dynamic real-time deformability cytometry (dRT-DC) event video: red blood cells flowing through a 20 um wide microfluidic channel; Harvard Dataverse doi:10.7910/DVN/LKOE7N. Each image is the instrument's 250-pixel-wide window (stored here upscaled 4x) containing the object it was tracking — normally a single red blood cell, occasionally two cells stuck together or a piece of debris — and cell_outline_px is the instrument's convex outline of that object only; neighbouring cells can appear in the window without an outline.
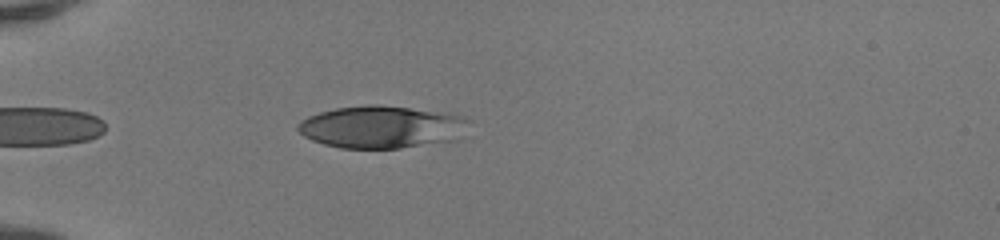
{"species": "human", "species_latin": "Homo sapiens", "temperature_condition": "room temperature", "stored_images_in_passage": 35, "camera_frame_rate_fps": 3000, "um_per_image_px": 0.085, "donor": {"sex": "female"}, "frame": {"image": 1, "passage_image": 4, "time_ms": 1.0, "image_size_px": [1000, 240], "cell_outline_px": [[472, 120], [456, 140], [400, 148], [340, 148], [324, 144], [312, 140], [304, 136], [296, 128], [296, 124], [300, 120], [308, 116], [320, 112], [336, 108], [364, 104], [380, 104], [444, 112], [464, 116]], "centroid_in_image_um": [32.44, 10.78], "position_along_channel_um": 52.6, "area_um2": 42.6}}
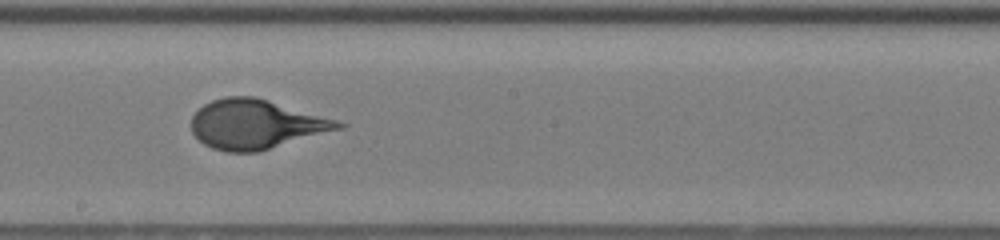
{"frame": {"image": 2, "passage_image": 18, "time_ms": 5.667, "image_size_px": [1000, 240], "cell_outline_px": [[348, 124], [344, 128], [260, 152], [228, 152], [212, 148], [204, 144], [192, 132], [192, 116], [204, 104], [212, 100], [224, 96], [252, 96], [268, 100], [336, 120]], "centroid_in_image_um": [21.77, 10.58], "position_along_channel_um": 226.4, "area_um2": 42.19}}
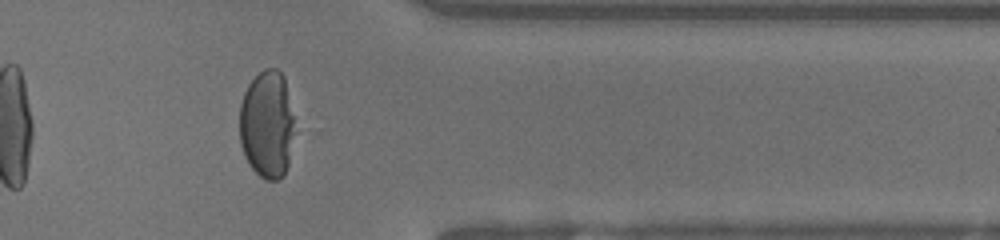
{"frame": {"image": 3, "passage_image": 30, "time_ms": 9.667, "image_size_px": [1000, 240], "cell_outline_px": [[296, 132], [288, 164], [284, 176], [276, 180], [264, 180], [248, 164], [244, 156], [240, 144], [240, 104], [244, 92], [248, 84], [264, 68], [276, 68], [284, 76]], "centroid_in_image_um": [22.7, 10.61], "position_along_channel_um": 388.7, "area_um2": 34.97}}